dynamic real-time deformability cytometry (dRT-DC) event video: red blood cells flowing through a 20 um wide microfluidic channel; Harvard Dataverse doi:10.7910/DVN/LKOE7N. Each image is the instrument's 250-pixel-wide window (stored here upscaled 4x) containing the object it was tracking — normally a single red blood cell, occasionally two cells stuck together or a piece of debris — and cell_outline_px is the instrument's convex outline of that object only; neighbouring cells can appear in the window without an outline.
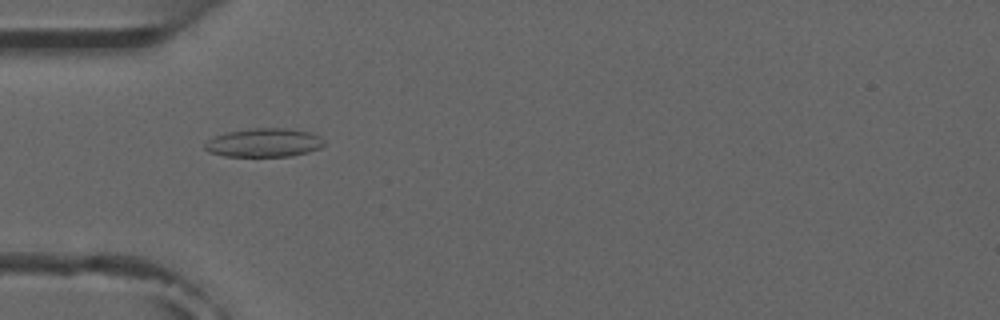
{"species": "common noctule bat (a hibernating species)", "species_latin": "Nyctalus noctula", "temperature_condition": "room temperature", "stored_images_in_passage": 5, "camera_frame_rate_fps": 3000, "um_per_image_px": 0.085, "animal": {"sex": "male", "forearm_length_mm": 52.5}, "frame": {"image": 1, "passage_image": 3, "time_ms": 2.333, "image_size_px": [1000, 320], "cell_outline_px": [[324, 144], [320, 148], [308, 152], [292, 156], [224, 156], [208, 152], [204, 148], [204, 144], [208, 140], [216, 136], [228, 132], [252, 128], [288, 128], [308, 132], [320, 136], [324, 140]], "centroid_in_image_um": [22.45, 12.13], "position_along_channel_um": 62.6, "area_um2": 19.88}}
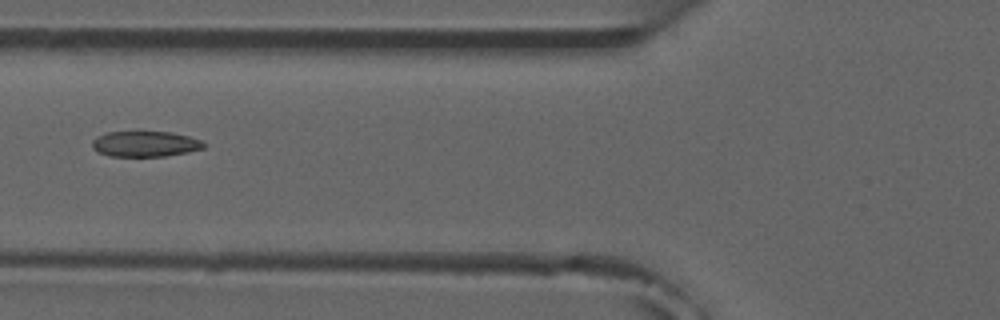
{"frame": {"image": 2, "passage_image": 4, "time_ms": 3.667, "image_size_px": [1000, 320], "cell_outline_px": [[208, 144], [204, 148], [188, 152], [164, 156], [108, 156], [92, 148], [92, 140], [96, 136], [108, 132], [136, 128], [140, 128], [172, 132], [188, 136], [200, 140]], "centroid_in_image_um": [12.32, 12.17], "position_along_channel_um": 113.5, "area_um2": 17.63}}
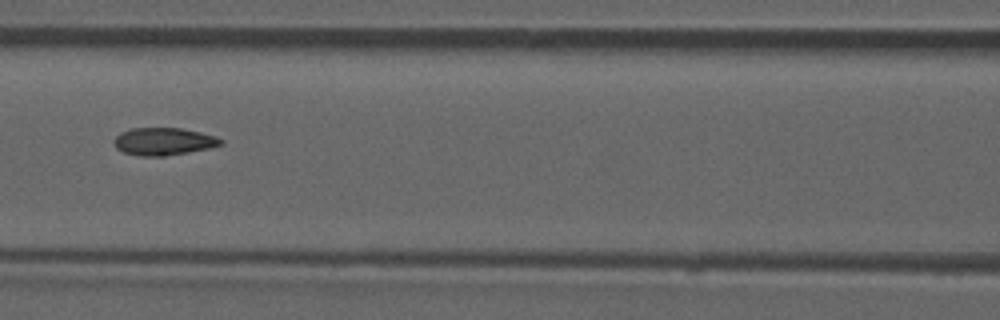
{"frame": {"image": 3, "passage_image": 5, "time_ms": 4.667, "image_size_px": [1000, 320], "cell_outline_px": [[224, 144], [208, 148], [188, 152], [164, 156], [136, 156], [124, 152], [116, 148], [112, 140], [120, 132], [132, 128], [180, 128], [200, 132], [216, 136], [224, 140]], "centroid_in_image_um": [13.89, 12.02], "position_along_channel_um": 152.7, "area_um2": 17.22}}